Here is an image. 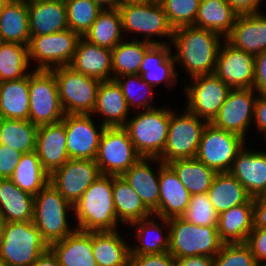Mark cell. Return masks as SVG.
<instances>
[{
    "label": "cell",
    "instance_id": "cell-1",
    "mask_svg": "<svg viewBox=\"0 0 266 266\" xmlns=\"http://www.w3.org/2000/svg\"><path fill=\"white\" fill-rule=\"evenodd\" d=\"M220 35L193 25L175 28L171 44L178 53L174 60L184 64L190 77L214 74L222 40Z\"/></svg>",
    "mask_w": 266,
    "mask_h": 266
},
{
    "label": "cell",
    "instance_id": "cell-2",
    "mask_svg": "<svg viewBox=\"0 0 266 266\" xmlns=\"http://www.w3.org/2000/svg\"><path fill=\"white\" fill-rule=\"evenodd\" d=\"M76 229L115 231L118 224L113 201V175H101L73 205Z\"/></svg>",
    "mask_w": 266,
    "mask_h": 266
},
{
    "label": "cell",
    "instance_id": "cell-3",
    "mask_svg": "<svg viewBox=\"0 0 266 266\" xmlns=\"http://www.w3.org/2000/svg\"><path fill=\"white\" fill-rule=\"evenodd\" d=\"M158 219L166 224V228H170L168 252L175 259L200 255L214 258L224 244L217 226L195 225L182 217Z\"/></svg>",
    "mask_w": 266,
    "mask_h": 266
},
{
    "label": "cell",
    "instance_id": "cell-4",
    "mask_svg": "<svg viewBox=\"0 0 266 266\" xmlns=\"http://www.w3.org/2000/svg\"><path fill=\"white\" fill-rule=\"evenodd\" d=\"M48 249V243L32 221L5 223L0 258L7 266H32Z\"/></svg>",
    "mask_w": 266,
    "mask_h": 266
},
{
    "label": "cell",
    "instance_id": "cell-5",
    "mask_svg": "<svg viewBox=\"0 0 266 266\" xmlns=\"http://www.w3.org/2000/svg\"><path fill=\"white\" fill-rule=\"evenodd\" d=\"M171 109L152 108L138 113L124 128L142 157L158 158L167 143Z\"/></svg>",
    "mask_w": 266,
    "mask_h": 266
},
{
    "label": "cell",
    "instance_id": "cell-6",
    "mask_svg": "<svg viewBox=\"0 0 266 266\" xmlns=\"http://www.w3.org/2000/svg\"><path fill=\"white\" fill-rule=\"evenodd\" d=\"M70 209L73 210V205L50 183L34 196L32 222L48 245L75 231L73 228L70 230L67 221V210Z\"/></svg>",
    "mask_w": 266,
    "mask_h": 266
},
{
    "label": "cell",
    "instance_id": "cell-7",
    "mask_svg": "<svg viewBox=\"0 0 266 266\" xmlns=\"http://www.w3.org/2000/svg\"><path fill=\"white\" fill-rule=\"evenodd\" d=\"M65 114H92L101 81L75 71L71 66L51 69Z\"/></svg>",
    "mask_w": 266,
    "mask_h": 266
},
{
    "label": "cell",
    "instance_id": "cell-8",
    "mask_svg": "<svg viewBox=\"0 0 266 266\" xmlns=\"http://www.w3.org/2000/svg\"><path fill=\"white\" fill-rule=\"evenodd\" d=\"M29 98V121L37 127L58 123L65 116L52 70L30 72Z\"/></svg>",
    "mask_w": 266,
    "mask_h": 266
},
{
    "label": "cell",
    "instance_id": "cell-9",
    "mask_svg": "<svg viewBox=\"0 0 266 266\" xmlns=\"http://www.w3.org/2000/svg\"><path fill=\"white\" fill-rule=\"evenodd\" d=\"M207 121L186 110L177 115L171 110L168 138L163 153L158 157L164 164L179 159L195 158Z\"/></svg>",
    "mask_w": 266,
    "mask_h": 266
},
{
    "label": "cell",
    "instance_id": "cell-10",
    "mask_svg": "<svg viewBox=\"0 0 266 266\" xmlns=\"http://www.w3.org/2000/svg\"><path fill=\"white\" fill-rule=\"evenodd\" d=\"M141 157L124 127H105L95 158L102 175L121 176Z\"/></svg>",
    "mask_w": 266,
    "mask_h": 266
},
{
    "label": "cell",
    "instance_id": "cell-11",
    "mask_svg": "<svg viewBox=\"0 0 266 266\" xmlns=\"http://www.w3.org/2000/svg\"><path fill=\"white\" fill-rule=\"evenodd\" d=\"M122 29L129 33H143L145 41L168 44L166 41L149 40L152 36L173 37L174 28L169 24L161 4L151 2L121 3L118 6Z\"/></svg>",
    "mask_w": 266,
    "mask_h": 266
},
{
    "label": "cell",
    "instance_id": "cell-12",
    "mask_svg": "<svg viewBox=\"0 0 266 266\" xmlns=\"http://www.w3.org/2000/svg\"><path fill=\"white\" fill-rule=\"evenodd\" d=\"M241 136L214 127L205 126L195 158L216 172H229L237 153L244 147Z\"/></svg>",
    "mask_w": 266,
    "mask_h": 266
},
{
    "label": "cell",
    "instance_id": "cell-13",
    "mask_svg": "<svg viewBox=\"0 0 266 266\" xmlns=\"http://www.w3.org/2000/svg\"><path fill=\"white\" fill-rule=\"evenodd\" d=\"M80 38L78 33L69 28L53 34L31 36L28 44L29 60L39 62L36 69L51 70L55 66H69Z\"/></svg>",
    "mask_w": 266,
    "mask_h": 266
},
{
    "label": "cell",
    "instance_id": "cell-14",
    "mask_svg": "<svg viewBox=\"0 0 266 266\" xmlns=\"http://www.w3.org/2000/svg\"><path fill=\"white\" fill-rule=\"evenodd\" d=\"M101 175L95 160L69 159L50 175L49 183L74 205Z\"/></svg>",
    "mask_w": 266,
    "mask_h": 266
},
{
    "label": "cell",
    "instance_id": "cell-15",
    "mask_svg": "<svg viewBox=\"0 0 266 266\" xmlns=\"http://www.w3.org/2000/svg\"><path fill=\"white\" fill-rule=\"evenodd\" d=\"M194 83L185 87L187 110L210 123L218 114L231 88L215 74L193 78Z\"/></svg>",
    "mask_w": 266,
    "mask_h": 266
},
{
    "label": "cell",
    "instance_id": "cell-16",
    "mask_svg": "<svg viewBox=\"0 0 266 266\" xmlns=\"http://www.w3.org/2000/svg\"><path fill=\"white\" fill-rule=\"evenodd\" d=\"M253 88L231 89L218 114L210 122L214 127L235 133L245 139L254 117L257 96Z\"/></svg>",
    "mask_w": 266,
    "mask_h": 266
},
{
    "label": "cell",
    "instance_id": "cell-17",
    "mask_svg": "<svg viewBox=\"0 0 266 266\" xmlns=\"http://www.w3.org/2000/svg\"><path fill=\"white\" fill-rule=\"evenodd\" d=\"M91 115L65 114L62 119L65 124L66 146L70 159L95 160L96 158L105 126L101 124L100 130H98L91 119Z\"/></svg>",
    "mask_w": 266,
    "mask_h": 266
},
{
    "label": "cell",
    "instance_id": "cell-18",
    "mask_svg": "<svg viewBox=\"0 0 266 266\" xmlns=\"http://www.w3.org/2000/svg\"><path fill=\"white\" fill-rule=\"evenodd\" d=\"M220 46L214 74L231 89L253 88L255 56L237 49L226 40Z\"/></svg>",
    "mask_w": 266,
    "mask_h": 266
},
{
    "label": "cell",
    "instance_id": "cell-19",
    "mask_svg": "<svg viewBox=\"0 0 266 266\" xmlns=\"http://www.w3.org/2000/svg\"><path fill=\"white\" fill-rule=\"evenodd\" d=\"M66 141L65 124L62 121L38 127L35 152L49 175L70 159Z\"/></svg>",
    "mask_w": 266,
    "mask_h": 266
},
{
    "label": "cell",
    "instance_id": "cell-20",
    "mask_svg": "<svg viewBox=\"0 0 266 266\" xmlns=\"http://www.w3.org/2000/svg\"><path fill=\"white\" fill-rule=\"evenodd\" d=\"M159 203L154 214L157 217L170 219L181 217L187 210L191 194L180 182L177 174L168 165L159 160Z\"/></svg>",
    "mask_w": 266,
    "mask_h": 266
},
{
    "label": "cell",
    "instance_id": "cell-21",
    "mask_svg": "<svg viewBox=\"0 0 266 266\" xmlns=\"http://www.w3.org/2000/svg\"><path fill=\"white\" fill-rule=\"evenodd\" d=\"M245 149L237 153L229 172L252 198L261 197L266 191V152Z\"/></svg>",
    "mask_w": 266,
    "mask_h": 266
},
{
    "label": "cell",
    "instance_id": "cell-22",
    "mask_svg": "<svg viewBox=\"0 0 266 266\" xmlns=\"http://www.w3.org/2000/svg\"><path fill=\"white\" fill-rule=\"evenodd\" d=\"M224 40L254 56L260 54L266 50V15L262 12L238 15Z\"/></svg>",
    "mask_w": 266,
    "mask_h": 266
},
{
    "label": "cell",
    "instance_id": "cell-23",
    "mask_svg": "<svg viewBox=\"0 0 266 266\" xmlns=\"http://www.w3.org/2000/svg\"><path fill=\"white\" fill-rule=\"evenodd\" d=\"M31 36L48 35L68 27L65 0H27Z\"/></svg>",
    "mask_w": 266,
    "mask_h": 266
},
{
    "label": "cell",
    "instance_id": "cell-24",
    "mask_svg": "<svg viewBox=\"0 0 266 266\" xmlns=\"http://www.w3.org/2000/svg\"><path fill=\"white\" fill-rule=\"evenodd\" d=\"M75 71L99 81L111 80L112 50L90 43L81 37L73 61L69 65Z\"/></svg>",
    "mask_w": 266,
    "mask_h": 266
},
{
    "label": "cell",
    "instance_id": "cell-25",
    "mask_svg": "<svg viewBox=\"0 0 266 266\" xmlns=\"http://www.w3.org/2000/svg\"><path fill=\"white\" fill-rule=\"evenodd\" d=\"M74 229L64 239L52 242L49 249L61 266H97L92 253V232Z\"/></svg>",
    "mask_w": 266,
    "mask_h": 266
},
{
    "label": "cell",
    "instance_id": "cell-26",
    "mask_svg": "<svg viewBox=\"0 0 266 266\" xmlns=\"http://www.w3.org/2000/svg\"><path fill=\"white\" fill-rule=\"evenodd\" d=\"M169 44H154L144 55L139 75L151 87L162 81L168 86L178 82L174 56Z\"/></svg>",
    "mask_w": 266,
    "mask_h": 266
},
{
    "label": "cell",
    "instance_id": "cell-27",
    "mask_svg": "<svg viewBox=\"0 0 266 266\" xmlns=\"http://www.w3.org/2000/svg\"><path fill=\"white\" fill-rule=\"evenodd\" d=\"M153 160L158 162L159 158L141 157L121 177L136 191L145 207L154 215L158 210L160 187L159 174L156 177L148 164Z\"/></svg>",
    "mask_w": 266,
    "mask_h": 266
},
{
    "label": "cell",
    "instance_id": "cell-28",
    "mask_svg": "<svg viewBox=\"0 0 266 266\" xmlns=\"http://www.w3.org/2000/svg\"><path fill=\"white\" fill-rule=\"evenodd\" d=\"M100 113L105 118V127H124L127 122L129 108L120 85L115 79L102 81L97 91L96 106L92 114Z\"/></svg>",
    "mask_w": 266,
    "mask_h": 266
},
{
    "label": "cell",
    "instance_id": "cell-29",
    "mask_svg": "<svg viewBox=\"0 0 266 266\" xmlns=\"http://www.w3.org/2000/svg\"><path fill=\"white\" fill-rule=\"evenodd\" d=\"M254 198L219 214L217 230L225 243H245L253 230Z\"/></svg>",
    "mask_w": 266,
    "mask_h": 266
},
{
    "label": "cell",
    "instance_id": "cell-30",
    "mask_svg": "<svg viewBox=\"0 0 266 266\" xmlns=\"http://www.w3.org/2000/svg\"><path fill=\"white\" fill-rule=\"evenodd\" d=\"M34 196L9 179H0V214L5 222L32 221Z\"/></svg>",
    "mask_w": 266,
    "mask_h": 266
},
{
    "label": "cell",
    "instance_id": "cell-31",
    "mask_svg": "<svg viewBox=\"0 0 266 266\" xmlns=\"http://www.w3.org/2000/svg\"><path fill=\"white\" fill-rule=\"evenodd\" d=\"M92 253L97 266H129L130 246L117 231H92Z\"/></svg>",
    "mask_w": 266,
    "mask_h": 266
},
{
    "label": "cell",
    "instance_id": "cell-32",
    "mask_svg": "<svg viewBox=\"0 0 266 266\" xmlns=\"http://www.w3.org/2000/svg\"><path fill=\"white\" fill-rule=\"evenodd\" d=\"M0 34L3 42L29 44L27 0H9L0 12Z\"/></svg>",
    "mask_w": 266,
    "mask_h": 266
},
{
    "label": "cell",
    "instance_id": "cell-33",
    "mask_svg": "<svg viewBox=\"0 0 266 266\" xmlns=\"http://www.w3.org/2000/svg\"><path fill=\"white\" fill-rule=\"evenodd\" d=\"M238 15L225 0H201L193 26L223 35L224 41L230 34Z\"/></svg>",
    "mask_w": 266,
    "mask_h": 266
},
{
    "label": "cell",
    "instance_id": "cell-34",
    "mask_svg": "<svg viewBox=\"0 0 266 266\" xmlns=\"http://www.w3.org/2000/svg\"><path fill=\"white\" fill-rule=\"evenodd\" d=\"M207 195L218 214L252 198L230 172H217Z\"/></svg>",
    "mask_w": 266,
    "mask_h": 266
},
{
    "label": "cell",
    "instance_id": "cell-35",
    "mask_svg": "<svg viewBox=\"0 0 266 266\" xmlns=\"http://www.w3.org/2000/svg\"><path fill=\"white\" fill-rule=\"evenodd\" d=\"M29 75L0 83V118L29 120Z\"/></svg>",
    "mask_w": 266,
    "mask_h": 266
},
{
    "label": "cell",
    "instance_id": "cell-36",
    "mask_svg": "<svg viewBox=\"0 0 266 266\" xmlns=\"http://www.w3.org/2000/svg\"><path fill=\"white\" fill-rule=\"evenodd\" d=\"M113 201L118 221L122 223L131 224L153 215L121 176L113 175Z\"/></svg>",
    "mask_w": 266,
    "mask_h": 266
},
{
    "label": "cell",
    "instance_id": "cell-37",
    "mask_svg": "<svg viewBox=\"0 0 266 266\" xmlns=\"http://www.w3.org/2000/svg\"><path fill=\"white\" fill-rule=\"evenodd\" d=\"M191 195L207 193L217 172L196 158L179 159L168 163Z\"/></svg>",
    "mask_w": 266,
    "mask_h": 266
},
{
    "label": "cell",
    "instance_id": "cell-38",
    "mask_svg": "<svg viewBox=\"0 0 266 266\" xmlns=\"http://www.w3.org/2000/svg\"><path fill=\"white\" fill-rule=\"evenodd\" d=\"M122 32L118 8L103 9L83 38L92 44L112 50L122 41Z\"/></svg>",
    "mask_w": 266,
    "mask_h": 266
},
{
    "label": "cell",
    "instance_id": "cell-39",
    "mask_svg": "<svg viewBox=\"0 0 266 266\" xmlns=\"http://www.w3.org/2000/svg\"><path fill=\"white\" fill-rule=\"evenodd\" d=\"M37 131L29 120L0 118V144L22 154L35 151Z\"/></svg>",
    "mask_w": 266,
    "mask_h": 266
},
{
    "label": "cell",
    "instance_id": "cell-40",
    "mask_svg": "<svg viewBox=\"0 0 266 266\" xmlns=\"http://www.w3.org/2000/svg\"><path fill=\"white\" fill-rule=\"evenodd\" d=\"M153 45L152 42H142L136 38L127 42L121 41L112 49V79L139 74L144 55Z\"/></svg>",
    "mask_w": 266,
    "mask_h": 266
},
{
    "label": "cell",
    "instance_id": "cell-41",
    "mask_svg": "<svg viewBox=\"0 0 266 266\" xmlns=\"http://www.w3.org/2000/svg\"><path fill=\"white\" fill-rule=\"evenodd\" d=\"M21 190L36 196L50 180L36 152L23 154L10 178Z\"/></svg>",
    "mask_w": 266,
    "mask_h": 266
},
{
    "label": "cell",
    "instance_id": "cell-42",
    "mask_svg": "<svg viewBox=\"0 0 266 266\" xmlns=\"http://www.w3.org/2000/svg\"><path fill=\"white\" fill-rule=\"evenodd\" d=\"M29 63L27 45L3 42L0 45V83L28 76Z\"/></svg>",
    "mask_w": 266,
    "mask_h": 266
},
{
    "label": "cell",
    "instance_id": "cell-43",
    "mask_svg": "<svg viewBox=\"0 0 266 266\" xmlns=\"http://www.w3.org/2000/svg\"><path fill=\"white\" fill-rule=\"evenodd\" d=\"M149 217L134 221L130 225H137V237L140 240V246L130 247V254H159L168 252L169 249V233L163 236L161 226L155 220H148ZM154 236H153V234ZM159 234L157 236L156 234ZM153 237H152V236ZM151 236V237H150ZM163 236V237H162Z\"/></svg>",
    "mask_w": 266,
    "mask_h": 266
},
{
    "label": "cell",
    "instance_id": "cell-44",
    "mask_svg": "<svg viewBox=\"0 0 266 266\" xmlns=\"http://www.w3.org/2000/svg\"><path fill=\"white\" fill-rule=\"evenodd\" d=\"M69 29L83 37L103 10L92 0H65Z\"/></svg>",
    "mask_w": 266,
    "mask_h": 266
},
{
    "label": "cell",
    "instance_id": "cell-45",
    "mask_svg": "<svg viewBox=\"0 0 266 266\" xmlns=\"http://www.w3.org/2000/svg\"><path fill=\"white\" fill-rule=\"evenodd\" d=\"M123 79H125V81H123ZM115 80L117 81V83L120 85V87L122 89V93L125 97V100H126V103L128 105L129 110L131 109L130 108L131 106L134 107V109H135V107L137 109L138 108L140 109V107H142L143 109L145 108L147 110L153 108L151 105H149L150 103H148L149 98H151V99L153 98V92H152L153 87L148 85L141 78V76L139 74L123 75L121 77L115 78ZM138 82H140L141 84ZM145 88H147V89H145ZM138 89H139V91H138ZM143 90L145 91V93ZM147 90H148V94L145 95L147 93ZM141 93H142V95H141Z\"/></svg>",
    "mask_w": 266,
    "mask_h": 266
},
{
    "label": "cell",
    "instance_id": "cell-46",
    "mask_svg": "<svg viewBox=\"0 0 266 266\" xmlns=\"http://www.w3.org/2000/svg\"><path fill=\"white\" fill-rule=\"evenodd\" d=\"M181 217L199 226H218L219 214L211 204L207 193H201L191 195L187 210Z\"/></svg>",
    "mask_w": 266,
    "mask_h": 266
},
{
    "label": "cell",
    "instance_id": "cell-47",
    "mask_svg": "<svg viewBox=\"0 0 266 266\" xmlns=\"http://www.w3.org/2000/svg\"><path fill=\"white\" fill-rule=\"evenodd\" d=\"M201 0H164L161 3L169 24L175 29L194 25Z\"/></svg>",
    "mask_w": 266,
    "mask_h": 266
},
{
    "label": "cell",
    "instance_id": "cell-48",
    "mask_svg": "<svg viewBox=\"0 0 266 266\" xmlns=\"http://www.w3.org/2000/svg\"><path fill=\"white\" fill-rule=\"evenodd\" d=\"M213 266H259L246 243H225L215 255Z\"/></svg>",
    "mask_w": 266,
    "mask_h": 266
},
{
    "label": "cell",
    "instance_id": "cell-49",
    "mask_svg": "<svg viewBox=\"0 0 266 266\" xmlns=\"http://www.w3.org/2000/svg\"><path fill=\"white\" fill-rule=\"evenodd\" d=\"M129 266H175V258L169 252L130 254Z\"/></svg>",
    "mask_w": 266,
    "mask_h": 266
},
{
    "label": "cell",
    "instance_id": "cell-50",
    "mask_svg": "<svg viewBox=\"0 0 266 266\" xmlns=\"http://www.w3.org/2000/svg\"><path fill=\"white\" fill-rule=\"evenodd\" d=\"M22 153L0 144V179H9L12 177Z\"/></svg>",
    "mask_w": 266,
    "mask_h": 266
},
{
    "label": "cell",
    "instance_id": "cell-51",
    "mask_svg": "<svg viewBox=\"0 0 266 266\" xmlns=\"http://www.w3.org/2000/svg\"><path fill=\"white\" fill-rule=\"evenodd\" d=\"M245 243L259 265L266 262V228H253Z\"/></svg>",
    "mask_w": 266,
    "mask_h": 266
},
{
    "label": "cell",
    "instance_id": "cell-52",
    "mask_svg": "<svg viewBox=\"0 0 266 266\" xmlns=\"http://www.w3.org/2000/svg\"><path fill=\"white\" fill-rule=\"evenodd\" d=\"M253 89L259 95H266V50L255 56Z\"/></svg>",
    "mask_w": 266,
    "mask_h": 266
},
{
    "label": "cell",
    "instance_id": "cell-53",
    "mask_svg": "<svg viewBox=\"0 0 266 266\" xmlns=\"http://www.w3.org/2000/svg\"><path fill=\"white\" fill-rule=\"evenodd\" d=\"M253 119L256 121L258 130L266 135V95L257 96Z\"/></svg>",
    "mask_w": 266,
    "mask_h": 266
},
{
    "label": "cell",
    "instance_id": "cell-54",
    "mask_svg": "<svg viewBox=\"0 0 266 266\" xmlns=\"http://www.w3.org/2000/svg\"><path fill=\"white\" fill-rule=\"evenodd\" d=\"M239 15L258 13L262 0H225ZM258 9V10H257Z\"/></svg>",
    "mask_w": 266,
    "mask_h": 266
},
{
    "label": "cell",
    "instance_id": "cell-55",
    "mask_svg": "<svg viewBox=\"0 0 266 266\" xmlns=\"http://www.w3.org/2000/svg\"><path fill=\"white\" fill-rule=\"evenodd\" d=\"M253 227L266 228V201L261 197L254 198Z\"/></svg>",
    "mask_w": 266,
    "mask_h": 266
},
{
    "label": "cell",
    "instance_id": "cell-56",
    "mask_svg": "<svg viewBox=\"0 0 266 266\" xmlns=\"http://www.w3.org/2000/svg\"><path fill=\"white\" fill-rule=\"evenodd\" d=\"M213 257L191 256L175 259V266H213Z\"/></svg>",
    "mask_w": 266,
    "mask_h": 266
},
{
    "label": "cell",
    "instance_id": "cell-57",
    "mask_svg": "<svg viewBox=\"0 0 266 266\" xmlns=\"http://www.w3.org/2000/svg\"><path fill=\"white\" fill-rule=\"evenodd\" d=\"M32 266H61L57 257L48 249Z\"/></svg>",
    "mask_w": 266,
    "mask_h": 266
},
{
    "label": "cell",
    "instance_id": "cell-58",
    "mask_svg": "<svg viewBox=\"0 0 266 266\" xmlns=\"http://www.w3.org/2000/svg\"><path fill=\"white\" fill-rule=\"evenodd\" d=\"M92 1L97 5H99L102 9L118 8V6L121 4L120 0H92Z\"/></svg>",
    "mask_w": 266,
    "mask_h": 266
},
{
    "label": "cell",
    "instance_id": "cell-59",
    "mask_svg": "<svg viewBox=\"0 0 266 266\" xmlns=\"http://www.w3.org/2000/svg\"><path fill=\"white\" fill-rule=\"evenodd\" d=\"M5 220L0 214V239L2 238L3 231H4V226H5Z\"/></svg>",
    "mask_w": 266,
    "mask_h": 266
},
{
    "label": "cell",
    "instance_id": "cell-60",
    "mask_svg": "<svg viewBox=\"0 0 266 266\" xmlns=\"http://www.w3.org/2000/svg\"><path fill=\"white\" fill-rule=\"evenodd\" d=\"M137 2H147V0H120V3H137Z\"/></svg>",
    "mask_w": 266,
    "mask_h": 266
},
{
    "label": "cell",
    "instance_id": "cell-61",
    "mask_svg": "<svg viewBox=\"0 0 266 266\" xmlns=\"http://www.w3.org/2000/svg\"><path fill=\"white\" fill-rule=\"evenodd\" d=\"M9 0H0V12L1 10L4 8L5 4L8 2Z\"/></svg>",
    "mask_w": 266,
    "mask_h": 266
},
{
    "label": "cell",
    "instance_id": "cell-62",
    "mask_svg": "<svg viewBox=\"0 0 266 266\" xmlns=\"http://www.w3.org/2000/svg\"><path fill=\"white\" fill-rule=\"evenodd\" d=\"M148 2H151V3H159L161 4L164 0H147Z\"/></svg>",
    "mask_w": 266,
    "mask_h": 266
},
{
    "label": "cell",
    "instance_id": "cell-63",
    "mask_svg": "<svg viewBox=\"0 0 266 266\" xmlns=\"http://www.w3.org/2000/svg\"><path fill=\"white\" fill-rule=\"evenodd\" d=\"M0 266H7V264L0 258Z\"/></svg>",
    "mask_w": 266,
    "mask_h": 266
},
{
    "label": "cell",
    "instance_id": "cell-64",
    "mask_svg": "<svg viewBox=\"0 0 266 266\" xmlns=\"http://www.w3.org/2000/svg\"><path fill=\"white\" fill-rule=\"evenodd\" d=\"M261 198L266 201V191L262 194Z\"/></svg>",
    "mask_w": 266,
    "mask_h": 266
},
{
    "label": "cell",
    "instance_id": "cell-65",
    "mask_svg": "<svg viewBox=\"0 0 266 266\" xmlns=\"http://www.w3.org/2000/svg\"><path fill=\"white\" fill-rule=\"evenodd\" d=\"M3 43V40H2V37H1V34H0V45Z\"/></svg>",
    "mask_w": 266,
    "mask_h": 266
},
{
    "label": "cell",
    "instance_id": "cell-66",
    "mask_svg": "<svg viewBox=\"0 0 266 266\" xmlns=\"http://www.w3.org/2000/svg\"><path fill=\"white\" fill-rule=\"evenodd\" d=\"M259 266H266V262L260 264Z\"/></svg>",
    "mask_w": 266,
    "mask_h": 266
}]
</instances>
